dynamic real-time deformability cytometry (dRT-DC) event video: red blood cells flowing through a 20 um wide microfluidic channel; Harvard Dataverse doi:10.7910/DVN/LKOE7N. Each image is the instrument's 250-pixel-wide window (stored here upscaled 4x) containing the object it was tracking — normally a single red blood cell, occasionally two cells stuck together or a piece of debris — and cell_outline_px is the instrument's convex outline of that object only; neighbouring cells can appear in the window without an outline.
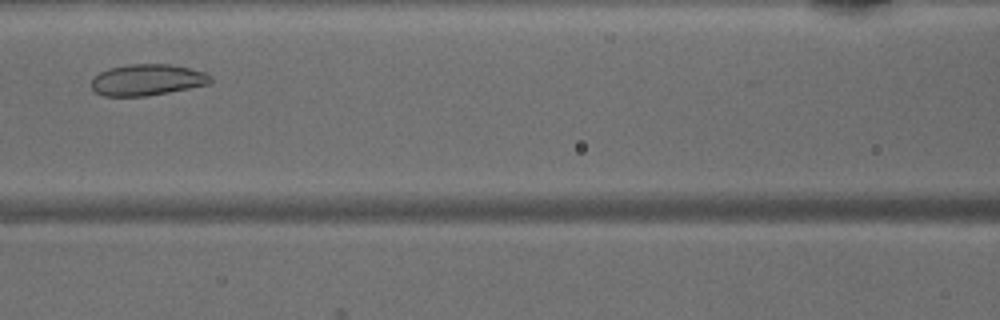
{"species": "common noctule bat (a hibernating species)", "species_latin": "Nyctalus noctula", "temperature_condition": "warm", "stored_images_in_passage": 29, "camera_frame_rate_fps": 3000, "um_per_image_px": 0.085, "animal": {"sex": "male", "body_mass_g": 15.6}, "frame": {"image": 1, "passage_image": 10, "time_ms": 3.0, "image_size_px": [1000, 320], "cell_outline_px": [[212, 84], [148, 96], [104, 96], [96, 92], [92, 88], [92, 80], [100, 72], [108, 68], [128, 64], [168, 64], [188, 68], [204, 72], [212, 76]], "centroid_in_image_um": [12.54, 6.79], "position_along_channel_um": 154.1, "area_um2": 21.79}}
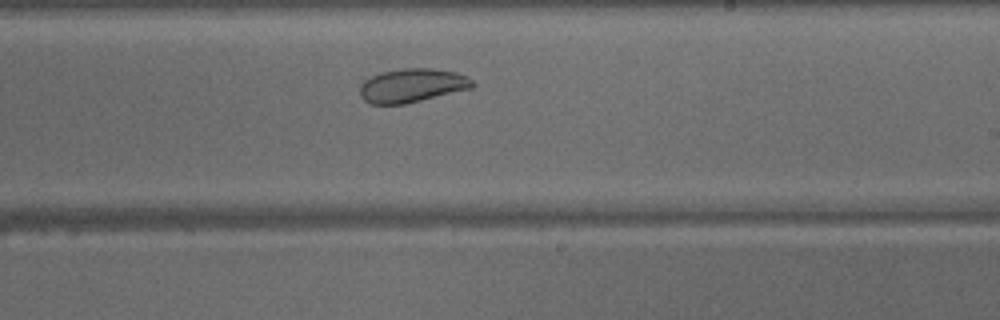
{"frame": {"image": 2, "passage_image": 17, "time_ms": 5.333, "image_size_px": [1000, 320], "cell_outline_px": [[476, 84], [472, 88], [404, 104], [368, 104], [360, 96], [360, 84], [364, 80], [380, 72], [404, 68], [432, 68], [456, 72], [468, 76]], "centroid_in_image_um": [35.02, 7.26], "position_along_channel_um": 254.0, "area_um2": 22.25}}
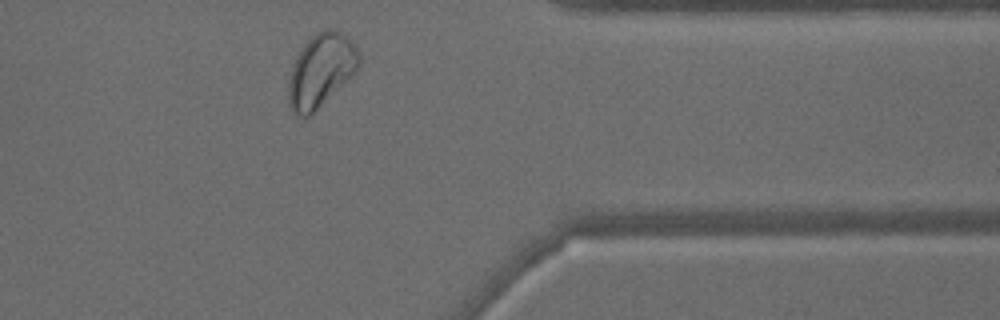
{"frame": {"image": 3, "passage_image": 27, "time_ms": 8.667, "image_size_px": [1000, 320], "cell_outline_px": [[360, 64], [352, 76], [308, 116], [300, 116], [288, 104], [288, 80], [292, 64], [296, 56], [304, 44], [320, 28], [336, 28], [348, 36], [356, 48], [360, 56]], "centroid_in_image_um": [27.28, 5.91], "position_along_channel_um": 384.1, "area_um2": 30.0}}